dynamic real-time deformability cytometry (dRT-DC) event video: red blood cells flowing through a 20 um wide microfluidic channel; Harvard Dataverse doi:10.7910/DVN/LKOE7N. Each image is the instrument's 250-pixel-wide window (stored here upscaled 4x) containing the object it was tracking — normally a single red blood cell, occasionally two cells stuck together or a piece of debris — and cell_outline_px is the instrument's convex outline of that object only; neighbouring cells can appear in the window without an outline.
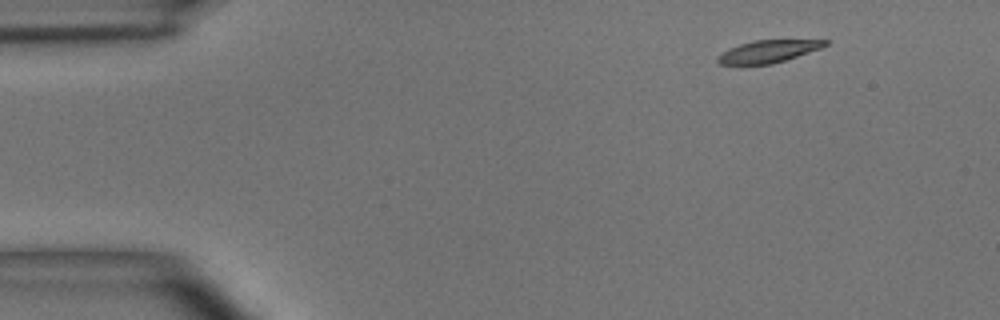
{"species": "common noctule bat (a hibernating species)", "species_latin": "Nyctalus noctula", "temperature_condition": "room temperature", "stored_images_in_passage": 3, "camera_frame_rate_fps": 3000, "um_per_image_px": 0.085, "animal": {"sex": "male", "body_mass_g": 15.6}, "frame": {"image": 1, "passage_image": 1, "time_ms": 0.0, "image_size_px": [1000, 320], "cell_outline_px": [[828, 44], [820, 48], [772, 64], [716, 64], [716, 56], [740, 44], [752, 40], [828, 40]], "centroid_in_image_um": [65.26, 4.37], "position_along_channel_um": 19.7, "area_um2": 13.7}}
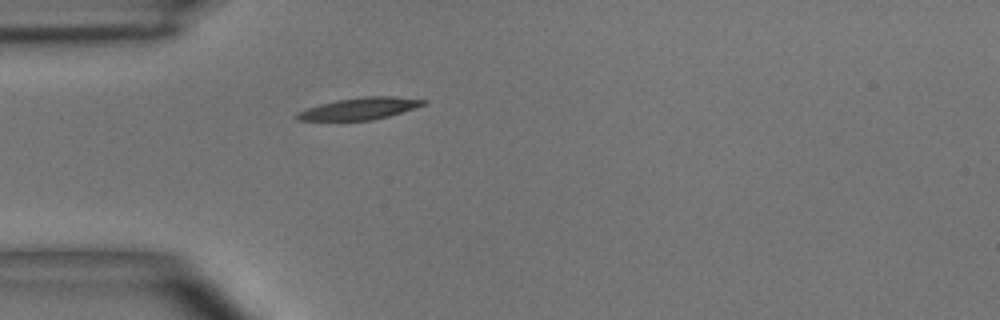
{"frame": {"image": 2, "passage_image": 3, "time_ms": 3.0, "image_size_px": [1000, 320], "cell_outline_px": [[428, 100], [424, 104], [388, 116], [372, 120], [296, 120], [292, 116], [296, 112], [320, 104], [336, 100], [364, 96], [392, 96]], "centroid_in_image_um": [30.49, 9.22], "position_along_channel_um": 54.5, "area_um2": 15.95}}